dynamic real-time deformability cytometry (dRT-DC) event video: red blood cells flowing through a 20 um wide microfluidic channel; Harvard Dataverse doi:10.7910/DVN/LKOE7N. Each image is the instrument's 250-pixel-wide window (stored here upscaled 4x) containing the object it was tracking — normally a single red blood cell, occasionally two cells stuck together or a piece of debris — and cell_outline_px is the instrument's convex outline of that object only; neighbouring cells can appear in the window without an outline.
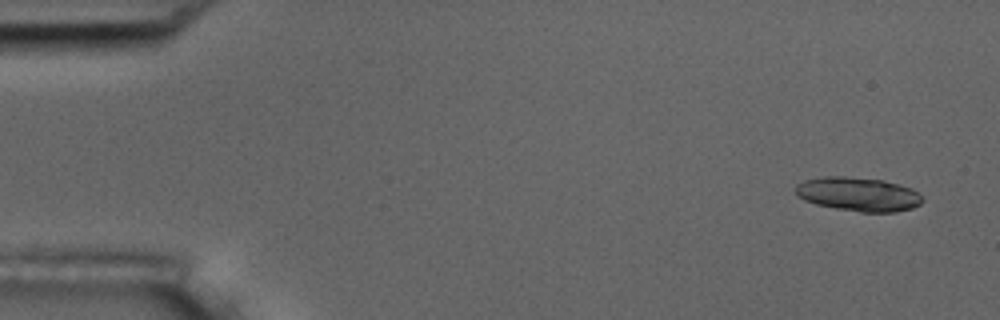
{"species": "common noctule bat (a hibernating species)", "species_latin": "Nyctalus noctula", "temperature_condition": "room temperature", "stored_images_in_passage": 5, "segment_of_instrument_passage": [1, 2], "camera_frame_rate_fps": 3000, "um_per_image_px": 0.085, "animal": {"sex": "male", "body_mass_g": 17.5, "forearm_length_mm": 52.3}, "frame": {"image": 1, "passage_image": 1, "time_ms": 0.0, "image_size_px": [1000, 320], "cell_outline_px": [[924, 200], [920, 204], [912, 208], [896, 212], [860, 212], [836, 208], [816, 204], [804, 200], [796, 196], [796, 184], [804, 180], [824, 176], [844, 176], [884, 180], [912, 188]], "centroid_in_image_um": [72.94, 16.5], "position_along_channel_um": 12.1, "area_um2": 25.14}}
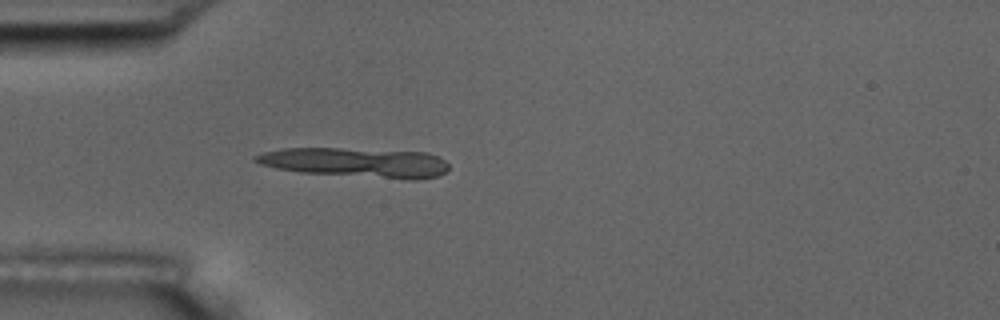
{"frame": {"image": 2, "passage_image": 4, "time_ms": 4.333, "image_size_px": [1000, 320], "cell_outline_px": [[448, 168], [444, 172], [436, 176], [416, 180], [408, 180], [300, 172], [276, 168], [260, 164], [252, 160], [252, 156], [264, 152], [280, 148], [340, 148], [428, 152], [440, 156], [448, 164]], "centroid_in_image_um": [30.25, 13.81], "position_along_channel_um": 54.8, "area_um2": 33.64}}